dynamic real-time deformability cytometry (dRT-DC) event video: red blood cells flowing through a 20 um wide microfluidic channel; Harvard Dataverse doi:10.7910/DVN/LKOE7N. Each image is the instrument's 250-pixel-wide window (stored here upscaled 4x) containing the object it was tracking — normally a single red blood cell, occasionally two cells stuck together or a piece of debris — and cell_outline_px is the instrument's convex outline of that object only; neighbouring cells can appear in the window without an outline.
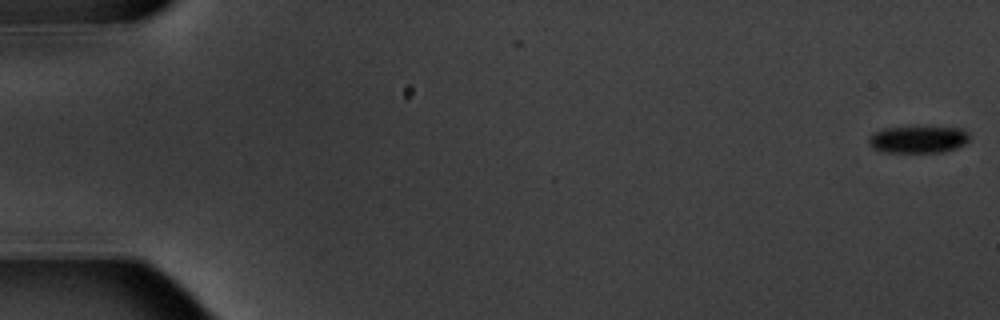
{"species": "common noctule bat (a hibernating species)", "species_latin": "Nyctalus noctula", "temperature_condition": "warm", "stored_images_in_passage": 7, "camera_frame_rate_fps": 3000, "um_per_image_px": 0.085, "animal": {"sex": "male", "body_mass_g": 20.1, "forearm_length_mm": 53.5}, "frame": {"image": 1, "passage_image": 1, "time_ms": 0.0, "image_size_px": [1000, 320], "cell_outline_px": [[968, 140], [964, 144], [956, 148], [944, 152], [888, 152], [876, 148], [868, 144], [868, 136], [872, 132], [884, 128], [912, 124], [928, 124], [964, 128], [968, 132]], "centroid_in_image_um": [78.07, 11.77], "position_along_channel_um": 6.9, "area_um2": 16.99}}
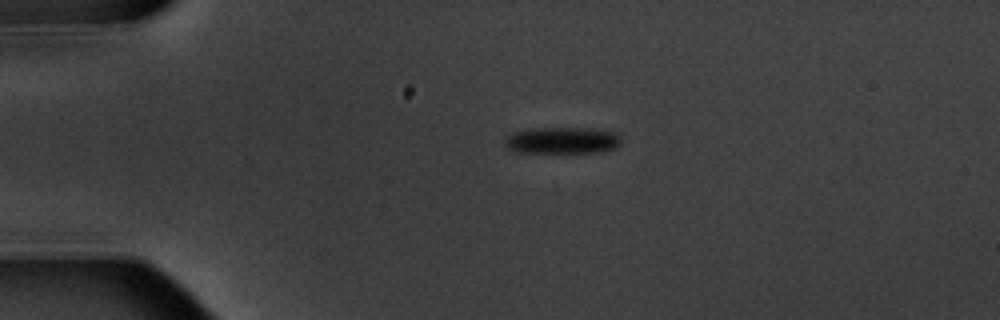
{"frame": {"image": 2, "passage_image": 4, "time_ms": 4.333, "image_size_px": [1000, 320], "cell_outline_px": [[620, 144], [612, 148], [596, 152], [516, 152], [508, 148], [504, 144], [504, 140], [508, 136], [516, 132], [536, 128], [588, 128], [612, 132], [620, 136]], "centroid_in_image_um": [47.76, 11.93], "position_along_channel_um": 37.2, "area_um2": 17.63}}
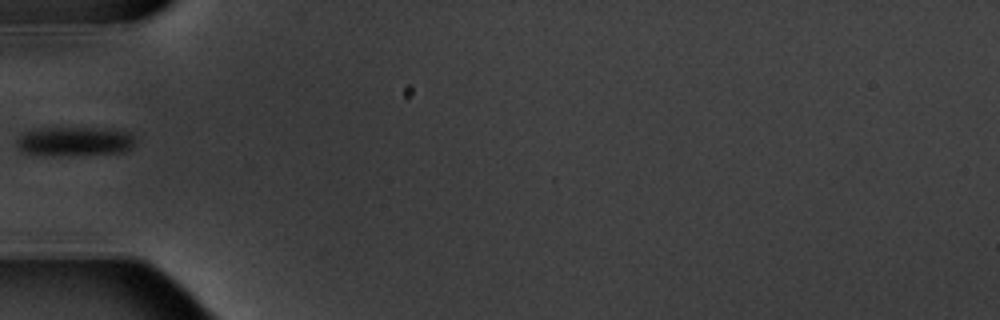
{"frame": {"image": 3, "passage_image": 6, "time_ms": 6.667, "image_size_px": [1000, 320], "cell_outline_px": [[132, 148], [124, 152], [24, 152], [16, 144], [16, 140], [24, 132], [36, 128], [104, 128], [132, 132]], "centroid_in_image_um": [6.38, 11.93], "position_along_channel_um": 78.6, "area_um2": 18.73}}